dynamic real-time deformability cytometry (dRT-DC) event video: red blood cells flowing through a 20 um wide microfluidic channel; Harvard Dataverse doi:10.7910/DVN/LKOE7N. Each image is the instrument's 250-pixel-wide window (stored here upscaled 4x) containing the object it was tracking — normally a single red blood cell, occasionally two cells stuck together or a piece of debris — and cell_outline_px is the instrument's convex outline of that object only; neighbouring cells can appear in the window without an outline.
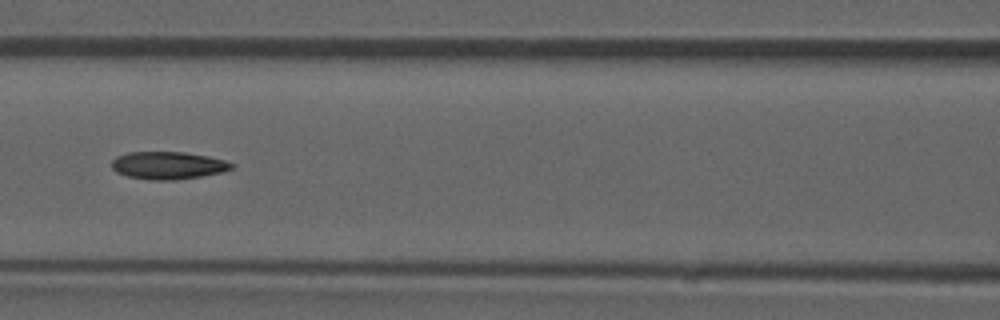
{"species": "common noctule bat (a hibernating species)", "species_latin": "Nyctalus noctula", "temperature_condition": "room temperature", "stored_images_in_passage": 43, "camera_frame_rate_fps": 3000, "um_per_image_px": 0.085, "animal": {"sex": "male", "forearm_length_mm": 52.5}, "frame": {"image": 1, "passage_image": 13, "time_ms": 4.0, "image_size_px": [1000, 320], "cell_outline_px": [[236, 168], [224, 172], [176, 180], [148, 180], [128, 176], [116, 172], [112, 168], [112, 160], [116, 156], [128, 152], [184, 152], [208, 156], [224, 160], [236, 164]], "centroid_in_image_um": [14.32, 14.06], "position_along_channel_um": 152.3, "area_um2": 19.48}, "authors_computed_cell_mechanics": {"area_um2": 19.0162, "velocity_mm_per_s": 3.9138, "shape_relaxation_time_tau1_ms": null, "shape_relaxation_time_tau2_ms": 3.9804, "deformation_change_tau1": null, "deformation_change_tau2": 0.1137}}